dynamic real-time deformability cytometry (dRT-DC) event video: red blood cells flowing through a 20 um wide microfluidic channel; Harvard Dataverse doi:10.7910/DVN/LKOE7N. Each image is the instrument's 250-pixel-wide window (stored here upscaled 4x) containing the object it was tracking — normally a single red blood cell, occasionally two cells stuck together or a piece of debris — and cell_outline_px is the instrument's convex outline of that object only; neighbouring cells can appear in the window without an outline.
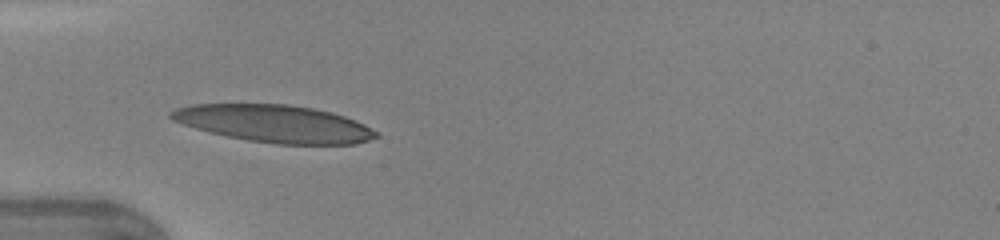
{"species": "human", "species_latin": "Homo sapiens", "temperature_condition": "warm", "stored_images_in_passage": 28, "camera_frame_rate_fps": 3000, "um_per_image_px": 0.085, "donor": {"sex": "female"}, "frame": {"image": 1, "passage_image": 1, "time_ms": 0.0, "image_size_px": [1000, 240], "cell_outline_px": [[380, 136], [356, 144], [276, 144], [248, 140], [208, 132], [172, 120], [168, 116], [168, 112], [176, 108], [192, 104], [288, 104], [312, 108], [332, 112], [344, 116], [364, 124], [380, 132]], "centroid_in_image_um": [23.33, 10.51], "position_along_channel_um": 61.7, "area_um2": 44.68}}
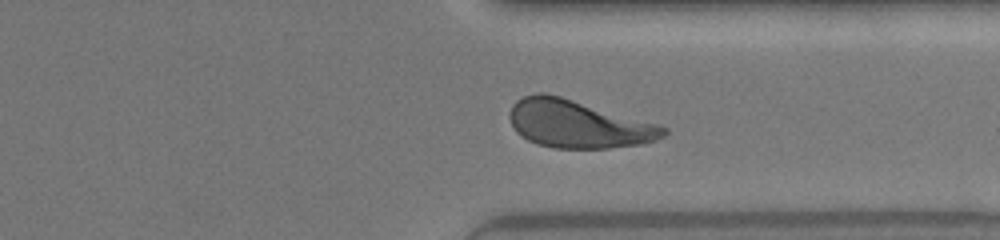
{"frame": {"image": 2, "passage_image": 22, "time_ms": 7.0, "image_size_px": [1000, 240], "cell_outline_px": [[668, 132], [664, 136], [656, 140], [640, 144], [608, 148], [552, 148], [536, 144], [520, 136], [516, 132], [508, 116], [512, 104], [516, 100], [524, 96], [536, 92], [544, 92], [560, 96], [656, 124], [668, 128]], "centroid_in_image_um": [49.08, 10.55], "position_along_channel_um": 362.3, "area_um2": 42.66}}
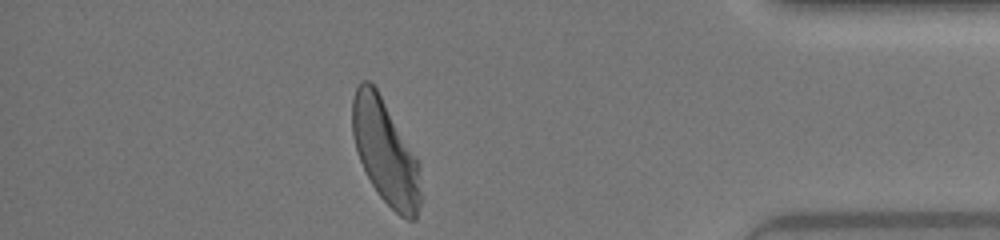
{"frame": {"image": 3, "passage_image": 27, "time_ms": 8.667, "image_size_px": [1000, 240], "cell_outline_px": [[420, 204], [416, 220], [408, 220], [400, 216], [380, 196], [372, 184], [360, 160], [356, 148], [352, 132], [352, 100], [356, 88], [360, 80], [368, 80], [376, 88], [416, 156], [420, 164]], "centroid_in_image_um": [32.76, 12.93], "position_along_channel_um": 402.4, "area_um2": 41.1}, "authors_computed_cell_mechanics": {"area_um2": 42.7431, "velocity_mm_per_s": 4.3474, "shape_relaxation_time_tau1_ms": 3.2552, "shape_relaxation_time_tau2_ms": 0.8283, "deformation_change_tau1": 0.1734, "deformation_change_tau2": 0.0869}}